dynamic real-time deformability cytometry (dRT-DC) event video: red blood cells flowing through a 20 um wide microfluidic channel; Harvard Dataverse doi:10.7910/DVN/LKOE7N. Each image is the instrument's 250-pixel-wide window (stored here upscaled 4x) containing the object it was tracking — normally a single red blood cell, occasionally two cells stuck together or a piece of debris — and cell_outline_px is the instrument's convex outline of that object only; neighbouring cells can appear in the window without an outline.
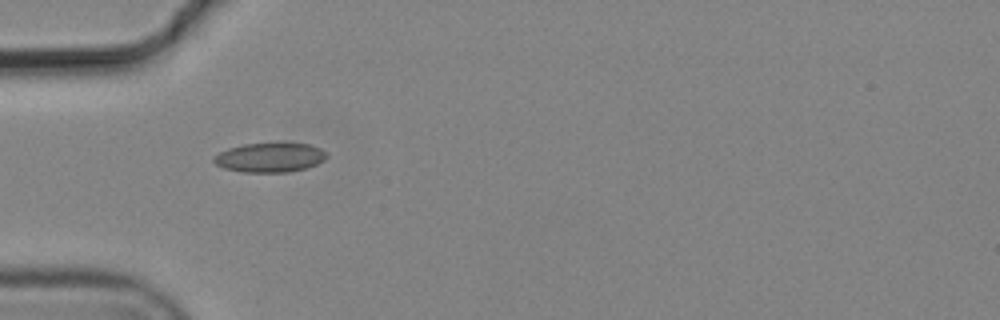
{"species": "common noctule bat (a hibernating species)", "species_latin": "Nyctalus noctula", "temperature_condition": "cold", "stored_images_in_passage": 6, "camera_frame_rate_fps": 3000, "um_per_image_px": 0.085, "animal": {"sex": "male", "body_mass_g": 19.2, "forearm_length_mm": 51.8}, "frame": {"image": 1, "passage_image": 1, "time_ms": 0.0, "image_size_px": [1000, 320], "cell_outline_px": [[328, 156], [324, 160], [316, 164], [304, 168], [288, 172], [244, 172], [224, 168], [216, 164], [212, 160], [212, 156], [228, 148], [244, 144], [312, 144], [320, 148]], "centroid_in_image_um": [22.91, 13.39], "position_along_channel_um": 62.1, "area_um2": 19.07}}
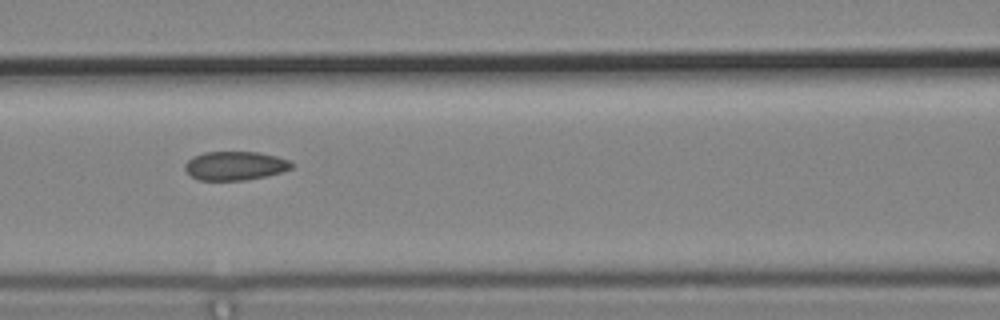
{"frame": {"image": 2, "passage_image": 3, "time_ms": 0.667, "image_size_px": [1000, 320], "cell_outline_px": [[296, 164], [292, 168], [280, 172], [264, 176], [244, 180], [200, 180], [192, 176], [184, 168], [184, 164], [192, 156], [204, 152], [260, 152], [276, 156], [288, 160]], "centroid_in_image_um": [19.98, 14.08], "position_along_channel_um": 146.6, "area_um2": 17.86}}
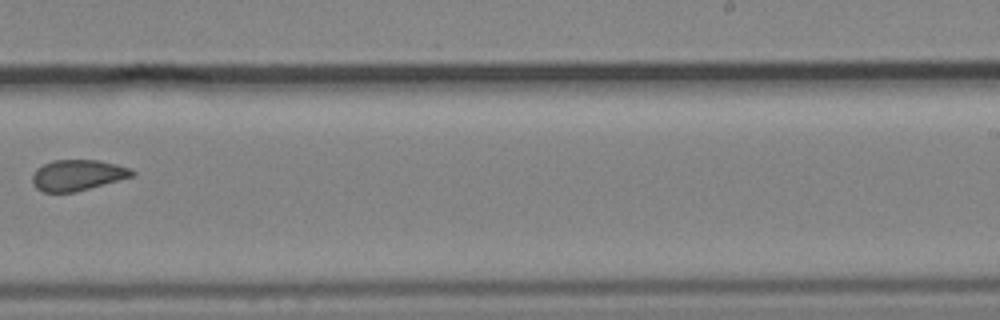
{"frame": {"image": 3, "passage_image": 6, "time_ms": 1.667, "image_size_px": [1000, 320], "cell_outline_px": [[136, 176], [76, 192], [44, 192], [36, 188], [32, 184], [32, 176], [36, 168], [52, 160], [100, 160], [116, 164], [128, 168], [136, 172]], "centroid_in_image_um": [6.61, 14.89], "position_along_channel_um": 282.4, "area_um2": 18.15}}